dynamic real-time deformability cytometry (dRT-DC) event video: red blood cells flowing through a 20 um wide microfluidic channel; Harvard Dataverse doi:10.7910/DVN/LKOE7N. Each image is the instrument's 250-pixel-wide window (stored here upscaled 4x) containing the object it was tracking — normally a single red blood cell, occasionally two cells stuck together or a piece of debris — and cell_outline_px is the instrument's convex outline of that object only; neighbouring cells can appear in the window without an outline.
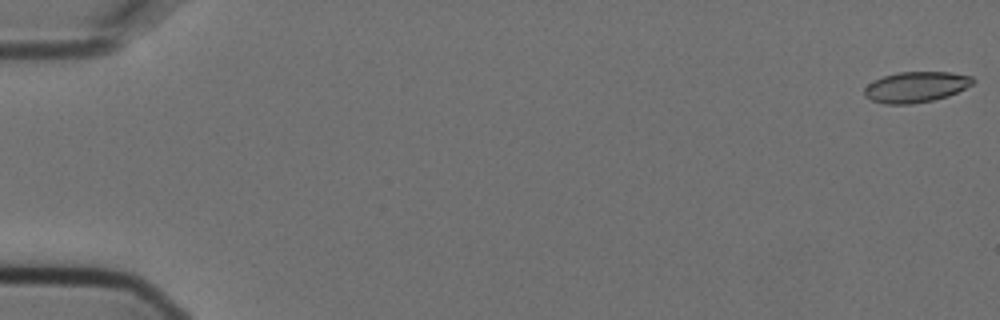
{"species": "Egyptian fruit bat (a non-hibernating species)", "species_latin": "Rousettus aegyptiacus", "temperature_condition": "cold", "stored_images_in_passage": 7, "camera_frame_rate_fps": 3000, "um_per_image_px": 0.085, "animal": {"sex": "female"}, "frame": {"image": 1, "passage_image": 1, "time_ms": 0.0, "image_size_px": [1000, 320], "cell_outline_px": [[976, 80], [972, 84], [948, 96], [932, 100], [912, 104], [884, 104], [872, 100], [864, 96], [864, 88], [868, 84], [884, 76], [896, 72], [948, 72], [972, 76]], "centroid_in_image_um": [77.84, 7.39], "position_along_channel_um": 7.2, "area_um2": 19.31}}
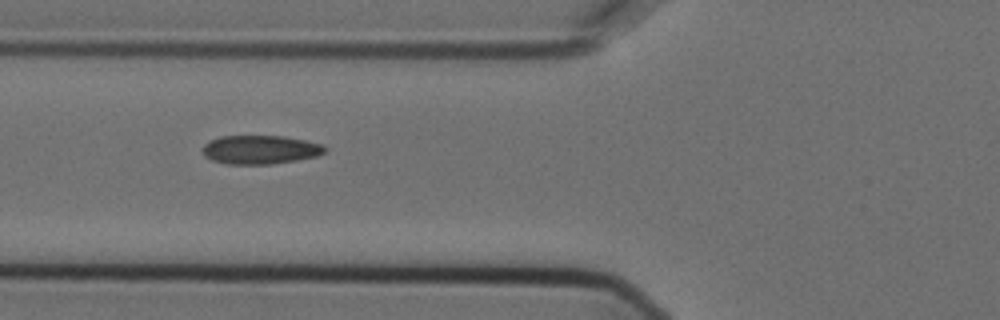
{"frame": {"image": 2, "passage_image": 6, "time_ms": 1.667, "image_size_px": [1000, 320], "cell_outline_px": [[328, 148], [324, 152], [316, 156], [296, 160], [272, 164], [228, 164], [212, 160], [204, 156], [200, 148], [208, 140], [220, 136], [284, 136], [304, 140], [320, 144]], "centroid_in_image_um": [22.06, 12.72], "position_along_channel_um": 103.7, "area_um2": 20.58}}
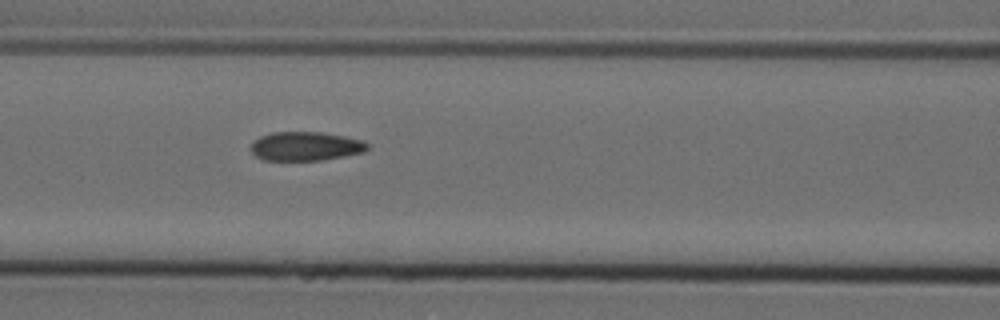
{"frame": {"image": 3, "passage_image": 7, "time_ms": 2.0, "image_size_px": [1000, 320], "cell_outline_px": [[368, 148], [364, 152], [320, 160], [264, 160], [256, 156], [248, 148], [252, 140], [260, 136], [272, 132], [320, 132], [344, 136], [364, 140], [368, 144]], "centroid_in_image_um": [25.93, 12.42], "position_along_channel_um": 140.7, "area_um2": 19.77}}